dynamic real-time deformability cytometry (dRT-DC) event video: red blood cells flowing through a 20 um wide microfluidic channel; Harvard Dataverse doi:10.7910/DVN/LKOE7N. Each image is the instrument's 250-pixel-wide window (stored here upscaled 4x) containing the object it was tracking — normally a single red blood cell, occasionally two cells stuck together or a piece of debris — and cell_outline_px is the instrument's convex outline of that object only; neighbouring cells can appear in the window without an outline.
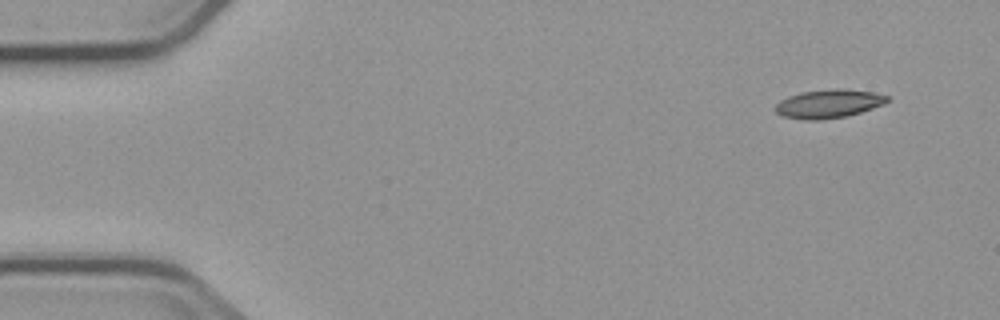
{"species": "common noctule bat (a hibernating species)", "species_latin": "Nyctalus noctula", "temperature_condition": "cold", "stored_images_in_passage": 5, "segment_of_instrument_passage": [2, 2], "camera_frame_rate_fps": 3000, "um_per_image_px": 0.085, "animal": {"sex": "male", "body_mass_g": 23.1, "forearm_length_mm": 52.7}, "frame": {"image": 1, "passage_image": 5, "time_ms": 4.667, "image_size_px": [1000, 320], "cell_outline_px": [[888, 100], [884, 104], [860, 112], [844, 116], [820, 120], [804, 120], [780, 116], [776, 112], [776, 104], [780, 100], [788, 96], [800, 92], [836, 88], [844, 88], [876, 92], [888, 96]], "centroid_in_image_um": [70.42, 8.81], "position_along_channel_um": 14.6, "area_um2": 18.73}}